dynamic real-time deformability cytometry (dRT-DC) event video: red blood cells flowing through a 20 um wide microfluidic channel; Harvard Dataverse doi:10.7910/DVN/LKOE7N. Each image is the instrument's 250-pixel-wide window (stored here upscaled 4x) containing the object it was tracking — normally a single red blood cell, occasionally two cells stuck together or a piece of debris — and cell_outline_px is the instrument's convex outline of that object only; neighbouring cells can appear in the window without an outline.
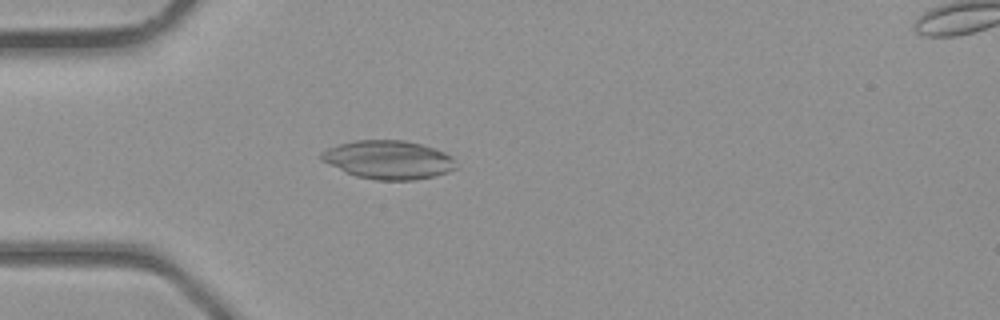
{"species": "common noctule bat (a hibernating species)", "species_latin": "Nyctalus noctula", "temperature_condition": "room temperature", "stored_images_in_passage": 40, "camera_frame_rate_fps": 3000, "um_per_image_px": 0.085, "animal": {"sex": "male", "body_mass_g": 23.1, "forearm_length_mm": 52.7}, "frame": {"image": 1, "passage_image": 12, "time_ms": 3.667, "image_size_px": [1000, 320], "cell_outline_px": [[456, 168], [448, 172], [432, 176], [412, 180], [376, 180], [356, 176], [344, 172], [320, 160], [320, 152], [328, 148], [340, 144], [356, 140], [404, 140], [420, 144], [444, 152], [452, 156]], "centroid_in_image_um": [32.97, 13.58], "position_along_channel_um": 52.0, "area_um2": 30.11}}
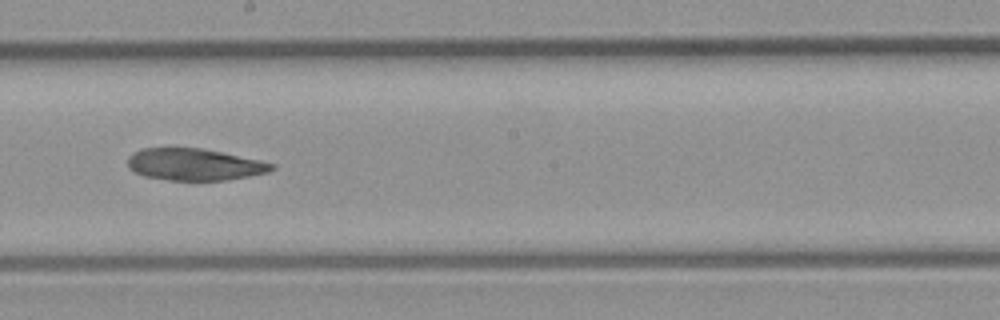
{"frame": {"image": 2, "passage_image": 23, "time_ms": 7.333, "image_size_px": [1000, 320], "cell_outline_px": [[276, 168], [268, 172], [248, 176], [224, 180], [168, 180], [144, 176], [128, 168], [128, 156], [140, 148], [204, 148], [260, 160], [276, 164]], "centroid_in_image_um": [16.53, 13.97], "position_along_channel_um": 231.7, "area_um2": 26.76}}
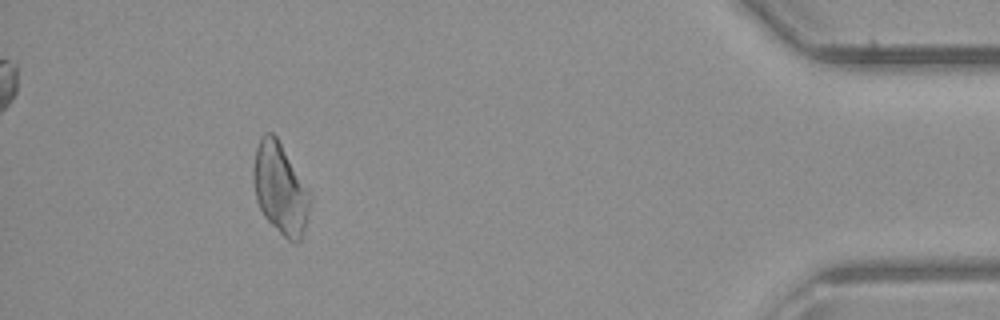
{"frame": {"image": 3, "passage_image": 37, "time_ms": 12.0, "image_size_px": [1000, 320], "cell_outline_px": [[312, 200], [300, 244], [296, 244], [288, 240], [264, 216], [256, 200], [252, 180], [252, 168], [256, 148], [260, 136], [264, 132], [272, 132], [276, 136], [308, 192]], "centroid_in_image_um": [23.78, 16.05], "position_along_channel_um": 411.4, "area_um2": 29.71}}